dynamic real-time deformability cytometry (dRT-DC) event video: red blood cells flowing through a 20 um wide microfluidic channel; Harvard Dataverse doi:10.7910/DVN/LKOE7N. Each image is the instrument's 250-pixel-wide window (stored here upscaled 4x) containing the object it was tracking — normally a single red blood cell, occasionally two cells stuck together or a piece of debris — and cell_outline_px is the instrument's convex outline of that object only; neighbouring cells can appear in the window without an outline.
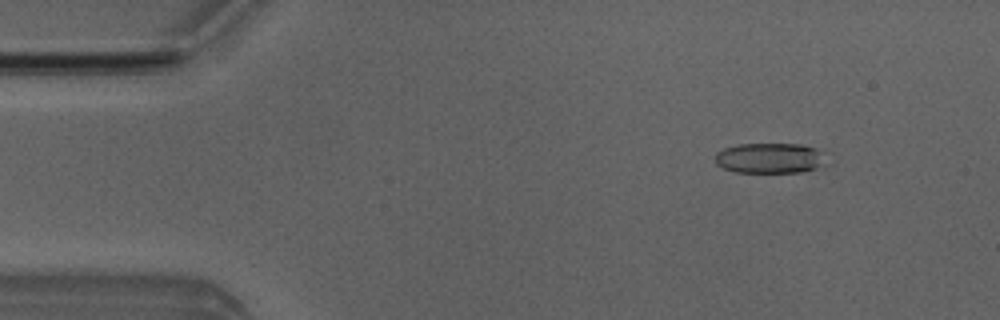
{"species": "Egyptian fruit bat (a non-hibernating species)", "species_latin": "Rousettus aegyptiacus", "temperature_condition": "room temperature", "stored_images_in_passage": 4, "camera_frame_rate_fps": 3000, "um_per_image_px": 0.085, "animal": {"sex": "male"}, "frame": {"image": 1, "passage_image": 2, "time_ms": 1.0, "image_size_px": [1000, 320], "cell_outline_px": [[824, 164], [816, 168], [800, 172], [736, 172], [724, 168], [716, 164], [716, 152], [724, 148], [740, 144], [800, 144], [816, 148]], "centroid_in_image_um": [65.36, 13.44], "position_along_channel_um": 19.6, "area_um2": 19.25}}